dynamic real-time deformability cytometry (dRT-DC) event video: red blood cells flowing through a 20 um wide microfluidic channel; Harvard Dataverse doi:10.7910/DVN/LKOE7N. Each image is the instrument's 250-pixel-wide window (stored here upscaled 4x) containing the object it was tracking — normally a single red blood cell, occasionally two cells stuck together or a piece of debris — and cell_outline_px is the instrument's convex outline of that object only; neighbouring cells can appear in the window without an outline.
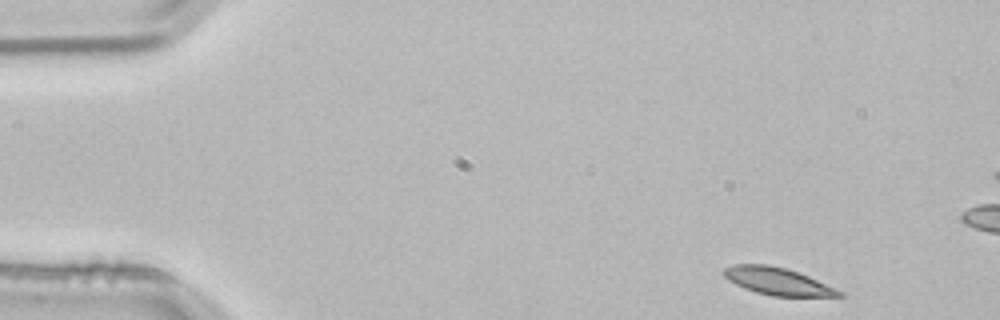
{"species": "common noctule bat (a hibernating species)", "species_latin": "Nyctalus noctula", "temperature_condition": "room temperature", "stored_images_in_passage": 4, "camera_frame_rate_fps": 3000, "um_per_image_px": 0.085, "animal": {"sex": "male", "body_mass_g": 21.5, "forearm_length_mm": 52.0}, "frame": {"image": 1, "passage_image": 1, "time_ms": 0.0, "image_size_px": [1000, 320], "cell_outline_px": [[844, 296], [772, 296], [756, 292], [744, 288], [728, 280], [724, 276], [724, 268], [732, 264], [768, 264], [784, 268], [808, 276], [836, 288], [844, 292]], "centroid_in_image_um": [66.09, 23.91], "position_along_channel_um": 18.9, "area_um2": 18.21}}